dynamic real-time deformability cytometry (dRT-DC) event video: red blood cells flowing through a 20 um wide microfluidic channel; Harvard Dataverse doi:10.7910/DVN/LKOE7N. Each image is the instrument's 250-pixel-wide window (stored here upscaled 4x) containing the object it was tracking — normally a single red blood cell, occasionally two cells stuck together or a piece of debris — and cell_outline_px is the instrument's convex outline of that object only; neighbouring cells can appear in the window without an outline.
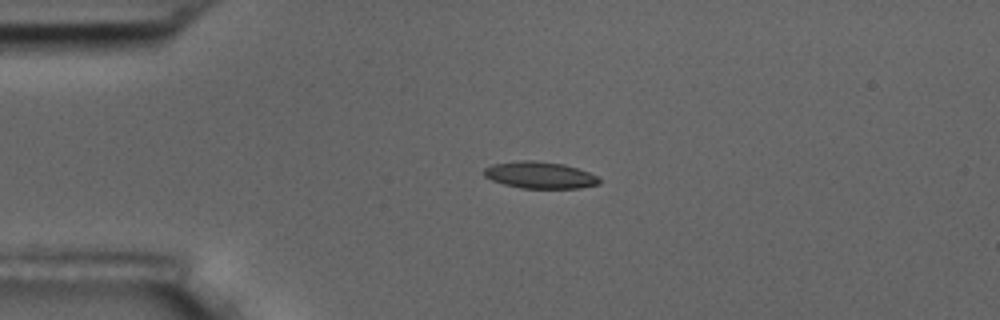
{"species": "common noctule bat (a hibernating species)", "species_latin": "Nyctalus noctula", "temperature_condition": "room temperature", "stored_images_in_passage": 4, "camera_frame_rate_fps": 3000, "um_per_image_px": 0.085, "animal": {"sex": "male", "body_mass_g": 17.5, "forearm_length_mm": 52.3}, "frame": {"image": 1, "passage_image": 3, "time_ms": 2.667, "image_size_px": [1000, 320], "cell_outline_px": [[600, 184], [580, 188], [520, 188], [504, 184], [492, 180], [484, 176], [484, 168], [492, 164], [520, 160], [532, 160], [564, 164], [588, 172], [596, 176], [600, 180]], "centroid_in_image_um": [45.87, 14.88], "position_along_channel_um": 39.1, "area_um2": 17.92}}